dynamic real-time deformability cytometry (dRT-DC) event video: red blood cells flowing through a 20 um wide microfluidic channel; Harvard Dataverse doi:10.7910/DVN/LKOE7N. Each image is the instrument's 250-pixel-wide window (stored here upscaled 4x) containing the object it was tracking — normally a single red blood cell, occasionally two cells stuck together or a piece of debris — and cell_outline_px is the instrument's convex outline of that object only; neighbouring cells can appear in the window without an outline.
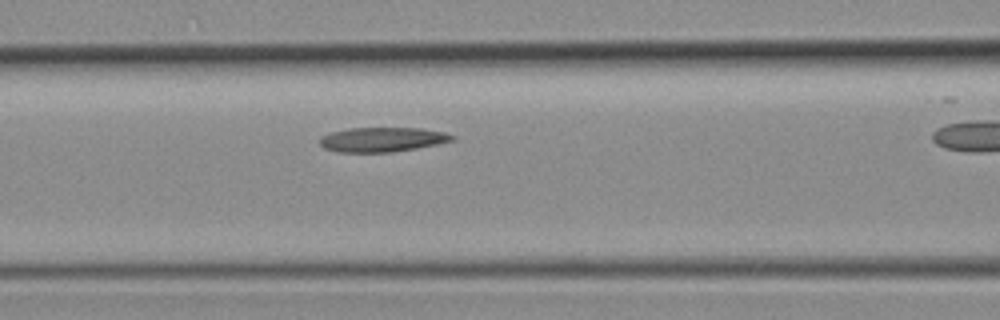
{"species": "common noctule bat (a hibernating species)", "species_latin": "Nyctalus noctula", "temperature_condition": "room temperature", "stored_images_in_passage": 25, "camera_frame_rate_fps": 3000, "um_per_image_px": 0.085, "animal": {"sex": "female", "body_mass_g": 19.3, "forearm_length_mm": 54.1}, "frame": {"image": 1, "passage_image": 10, "time_ms": 3.0, "image_size_px": [1000, 320], "cell_outline_px": [[456, 140], [416, 148], [392, 152], [340, 152], [324, 148], [320, 144], [320, 136], [332, 132], [348, 128], [420, 128], [444, 132], [456, 136]], "centroid_in_image_um": [32.51, 11.85], "position_along_channel_um": 134.1, "area_um2": 18.9}}
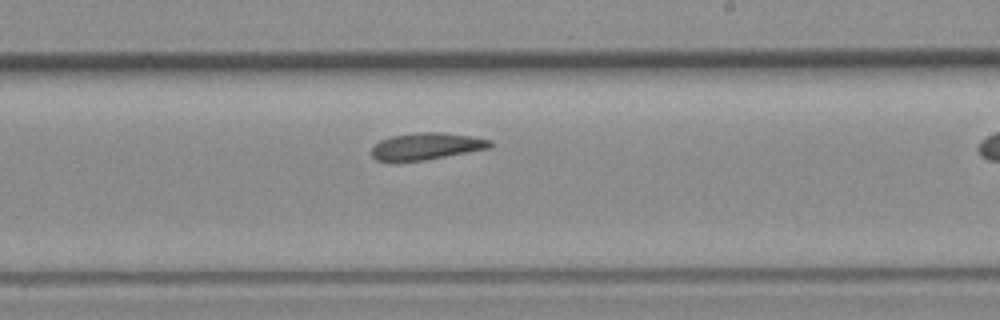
{"frame": {"image": 2, "passage_image": 17, "time_ms": 5.333, "image_size_px": [1000, 320], "cell_outline_px": [[492, 144], [488, 148], [424, 160], [376, 160], [372, 156], [372, 148], [380, 140], [392, 136], [424, 132], [440, 132], [472, 136], [492, 140]], "centroid_in_image_um": [36.26, 12.41], "position_along_channel_um": 252.7, "area_um2": 18.03}}
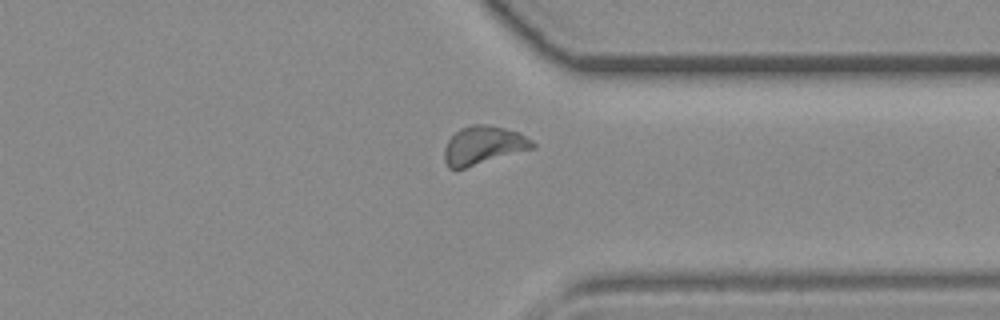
{"frame": {"image": 3, "passage_image": 24, "time_ms": 7.667, "image_size_px": [1000, 320], "cell_outline_px": [[536, 148], [464, 168], [448, 168], [444, 160], [444, 148], [448, 140], [460, 128], [472, 124], [484, 124], [504, 128], [520, 132], [532, 140], [536, 144]], "centroid_in_image_um": [41.11, 12.35], "position_along_channel_um": 370.3, "area_um2": 19.77}}